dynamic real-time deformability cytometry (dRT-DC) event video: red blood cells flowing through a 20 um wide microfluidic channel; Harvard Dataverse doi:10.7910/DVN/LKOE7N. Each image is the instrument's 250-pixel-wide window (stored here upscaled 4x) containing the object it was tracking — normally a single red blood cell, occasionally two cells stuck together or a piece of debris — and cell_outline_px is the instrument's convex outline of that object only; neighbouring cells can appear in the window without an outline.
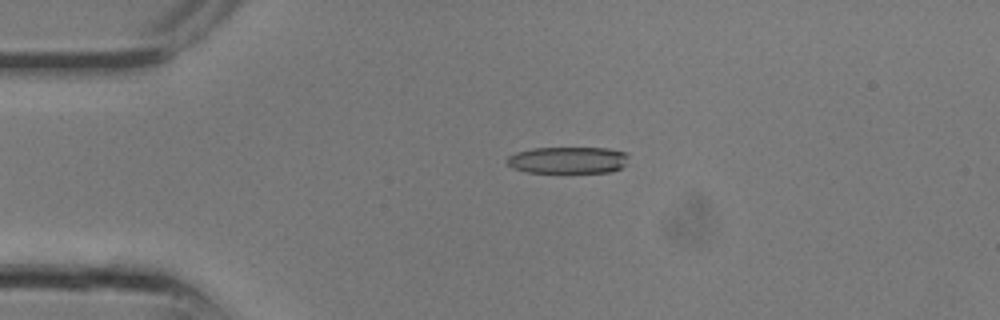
{"species": "common noctule bat (a hibernating species)", "species_latin": "Nyctalus noctula", "temperature_condition": "room temperature", "stored_images_in_passage": 5, "camera_frame_rate_fps": 3000, "um_per_image_px": 0.085, "animal": {"sex": "male", "body_mass_g": 13.3}, "frame": {"image": 1, "passage_image": 3, "time_ms": 0.667, "image_size_px": [1000, 320], "cell_outline_px": [[628, 164], [612, 172], [568, 176], [524, 172], [512, 168], [508, 164], [508, 156], [516, 152], [532, 148], [608, 148], [628, 152]], "centroid_in_image_um": [48.32, 13.67], "position_along_channel_um": 36.7, "area_um2": 20.4}}